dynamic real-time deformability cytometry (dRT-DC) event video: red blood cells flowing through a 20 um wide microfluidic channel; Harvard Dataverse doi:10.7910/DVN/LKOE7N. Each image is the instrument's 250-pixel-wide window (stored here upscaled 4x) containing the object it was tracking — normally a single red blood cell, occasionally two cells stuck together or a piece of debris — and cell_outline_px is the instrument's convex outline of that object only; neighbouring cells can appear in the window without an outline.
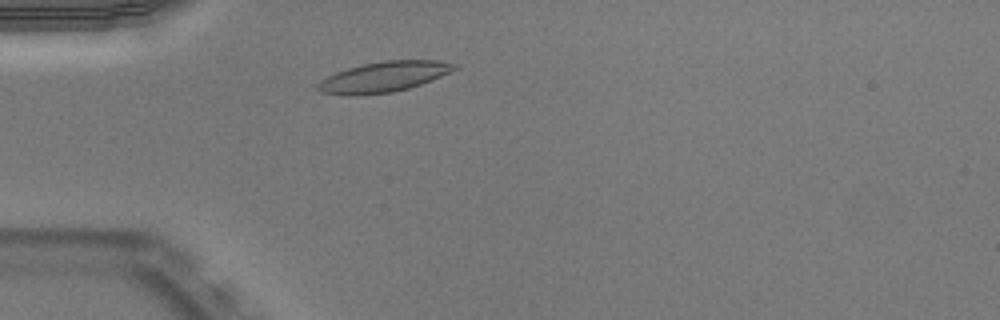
{"species": "Egyptian fruit bat (a non-hibernating species)", "species_latin": "Rousettus aegyptiacus", "temperature_condition": "warm", "stored_images_in_passage": 43, "camera_frame_rate_fps": 3000, "um_per_image_px": 0.085, "animal": {"sex": "male"}, "frame": {"image": 1, "passage_image": 6, "time_ms": 1.667, "image_size_px": [1000, 320], "cell_outline_px": [[460, 68], [432, 80], [408, 88], [392, 92], [360, 96], [344, 96], [320, 92], [316, 88], [316, 84], [320, 80], [336, 72], [348, 68], [364, 64], [384, 60], [436, 60], [460, 64]], "centroid_in_image_um": [32.62, 6.54], "position_along_channel_um": 52.4, "area_um2": 24.57}}
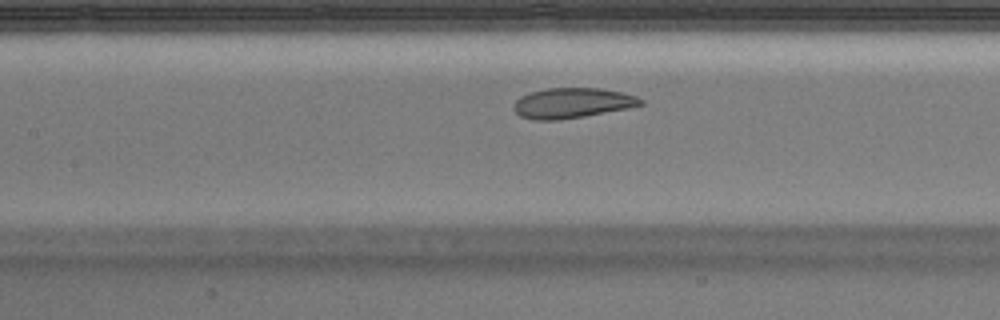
{"frame": {"image": 2, "passage_image": 15, "time_ms": 4.667, "image_size_px": [1000, 320], "cell_outline_px": [[644, 104], [628, 108], [584, 116], [560, 120], [532, 120], [520, 116], [512, 108], [516, 100], [520, 96], [528, 92], [544, 88], [600, 88], [620, 92], [636, 96], [644, 100]], "centroid_in_image_um": [48.6, 8.75], "position_along_channel_um": 158.8, "area_um2": 22.48}}
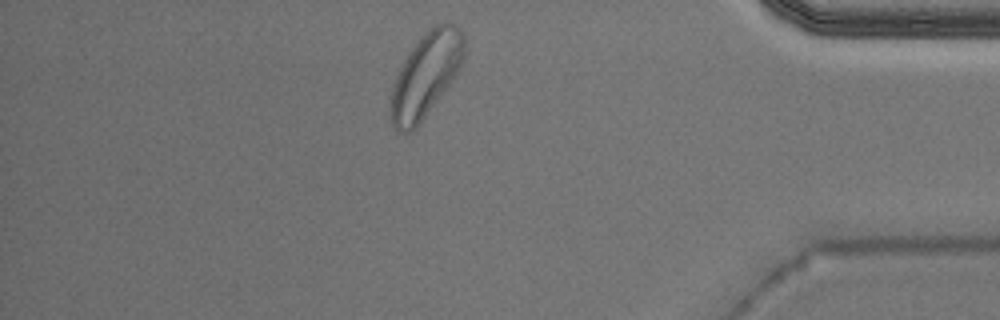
{"frame": {"image": 3, "passage_image": 36, "time_ms": 11.667, "image_size_px": [1000, 320], "cell_outline_px": [[464, 56], [460, 68], [452, 80], [416, 128], [412, 132], [396, 132], [392, 124], [392, 92], [396, 76], [408, 52], [420, 36], [424, 32], [436, 24], [452, 24], [460, 28], [464, 36]], "centroid_in_image_um": [36.21, 6.35], "position_along_channel_um": 399.0, "area_um2": 35.43}, "authors_computed_cell_mechanics": {"area_um2": 23.8136, "velocity_mm_per_s": 3.8917, "shape_relaxation_time_tau1_ms": null, "shape_relaxation_time_tau2_ms": 1.4206, "deformation_change_tau1": null, "deformation_change_tau2": 0.0689}}